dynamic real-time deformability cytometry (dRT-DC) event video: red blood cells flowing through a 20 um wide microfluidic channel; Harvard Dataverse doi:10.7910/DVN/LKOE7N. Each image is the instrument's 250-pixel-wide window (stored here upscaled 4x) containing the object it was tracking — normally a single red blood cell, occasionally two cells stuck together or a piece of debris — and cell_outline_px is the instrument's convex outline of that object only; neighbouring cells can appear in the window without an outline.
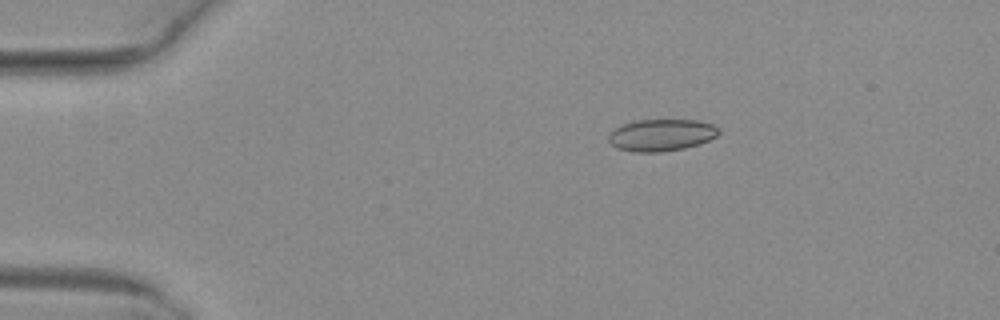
{"species": "common noctule bat (a hibernating species)", "species_latin": "Nyctalus noctula", "temperature_condition": "warm", "stored_images_in_passage": 5, "camera_frame_rate_fps": 3000, "um_per_image_px": 0.085, "animal": {"sex": "female", "body_mass_g": 29.2, "forearm_length_mm": 56.3}, "frame": {"image": 1, "passage_image": 2, "time_ms": 0.333, "image_size_px": [1000, 320], "cell_outline_px": [[720, 132], [716, 136], [700, 144], [684, 148], [660, 152], [636, 152], [616, 148], [608, 140], [608, 136], [620, 124], [636, 120], [700, 120], [712, 124], [720, 128]], "centroid_in_image_um": [56.23, 11.47], "position_along_channel_um": 28.8, "area_um2": 20.58}}
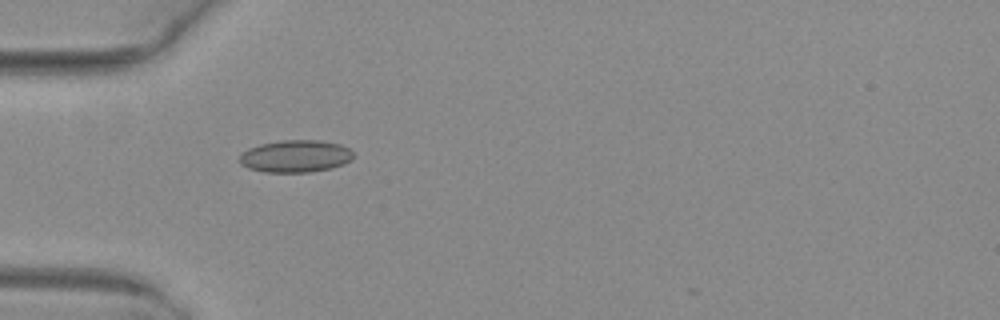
{"frame": {"image": 2, "passage_image": 4, "time_ms": 1.0, "image_size_px": [1000, 320], "cell_outline_px": [[352, 160], [344, 164], [332, 168], [308, 172], [264, 172], [248, 168], [240, 164], [240, 156], [248, 148], [260, 144], [280, 140], [316, 140], [340, 144], [348, 148], [352, 152]], "centroid_in_image_um": [25.11, 13.28], "position_along_channel_um": 59.9, "area_um2": 21.39}}
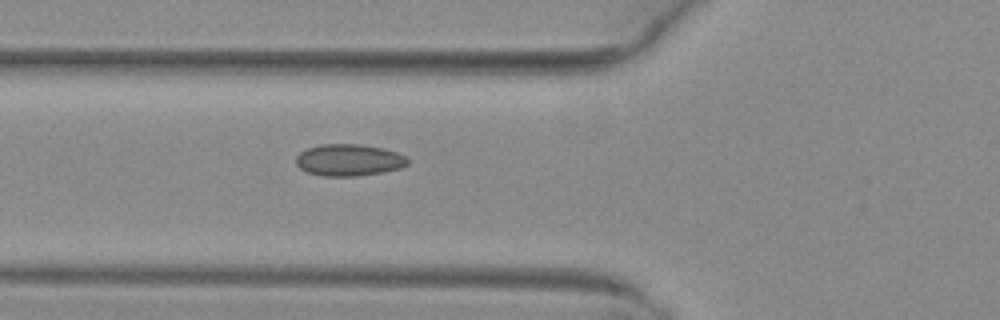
{"frame": {"image": 3, "passage_image": 5, "time_ms": 1.333, "image_size_px": [1000, 320], "cell_outline_px": [[408, 164], [400, 168], [384, 172], [352, 176], [324, 176], [308, 172], [300, 168], [296, 164], [296, 156], [300, 152], [308, 148], [320, 144], [360, 144], [384, 148], [396, 152], [404, 156], [408, 160]], "centroid_in_image_um": [29.65, 13.6], "position_along_channel_um": 96.2, "area_um2": 20.63}}